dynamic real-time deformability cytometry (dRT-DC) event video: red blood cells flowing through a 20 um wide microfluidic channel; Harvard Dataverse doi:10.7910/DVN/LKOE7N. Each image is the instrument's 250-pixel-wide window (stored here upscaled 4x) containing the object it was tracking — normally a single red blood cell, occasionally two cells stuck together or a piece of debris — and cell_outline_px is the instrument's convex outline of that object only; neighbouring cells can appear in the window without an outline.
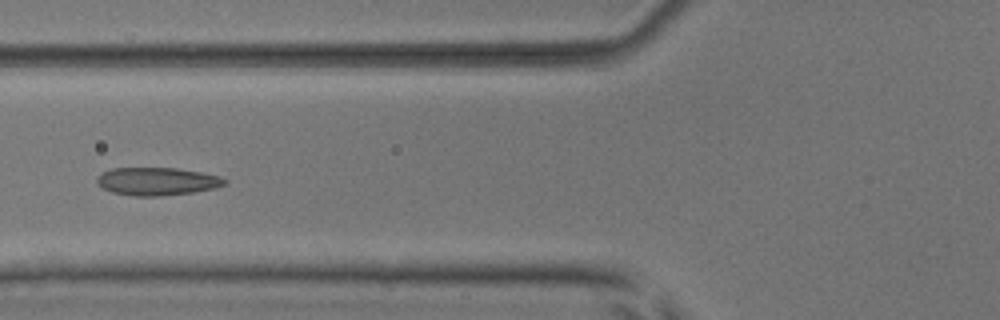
{"species": "common noctule bat (a hibernating species)", "species_latin": "Nyctalus noctula", "temperature_condition": "room temperature", "stored_images_in_passage": 6, "camera_frame_rate_fps": 3000, "um_per_image_px": 0.085, "animal": {"sex": "male", "body_mass_g": 17.9, "forearm_length_mm": 54.2}, "frame": {"image": 1, "passage_image": 5, "time_ms": 5.667, "image_size_px": [1000, 320], "cell_outline_px": [[228, 180], [224, 184], [216, 188], [192, 192], [160, 196], [132, 196], [112, 192], [96, 184], [96, 176], [100, 172], [112, 168], [176, 168], [200, 172], [220, 176]], "centroid_in_image_um": [13.31, 15.41], "position_along_channel_um": 112.5, "area_um2": 20.87}}
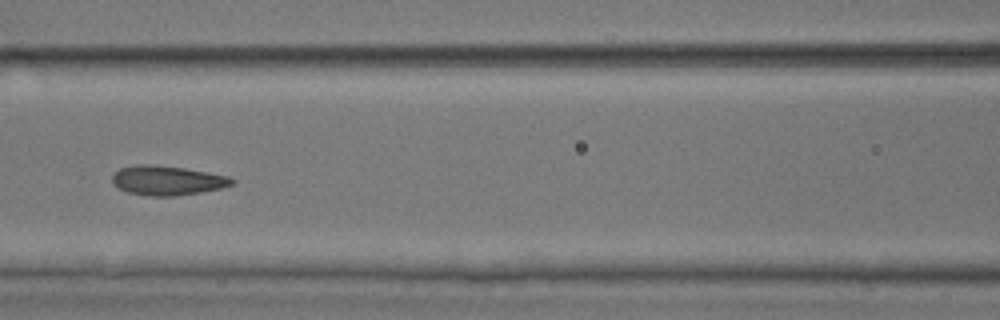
{"frame": {"image": 2, "passage_image": 6, "time_ms": 6.667, "image_size_px": [1000, 320], "cell_outline_px": [[236, 184], [220, 188], [200, 192], [176, 196], [148, 196], [128, 192], [112, 184], [112, 176], [120, 168], [136, 164], [152, 164], [184, 168], [228, 176], [236, 180]], "centroid_in_image_um": [14.22, 15.34], "position_along_channel_um": 152.4, "area_um2": 20.58}}